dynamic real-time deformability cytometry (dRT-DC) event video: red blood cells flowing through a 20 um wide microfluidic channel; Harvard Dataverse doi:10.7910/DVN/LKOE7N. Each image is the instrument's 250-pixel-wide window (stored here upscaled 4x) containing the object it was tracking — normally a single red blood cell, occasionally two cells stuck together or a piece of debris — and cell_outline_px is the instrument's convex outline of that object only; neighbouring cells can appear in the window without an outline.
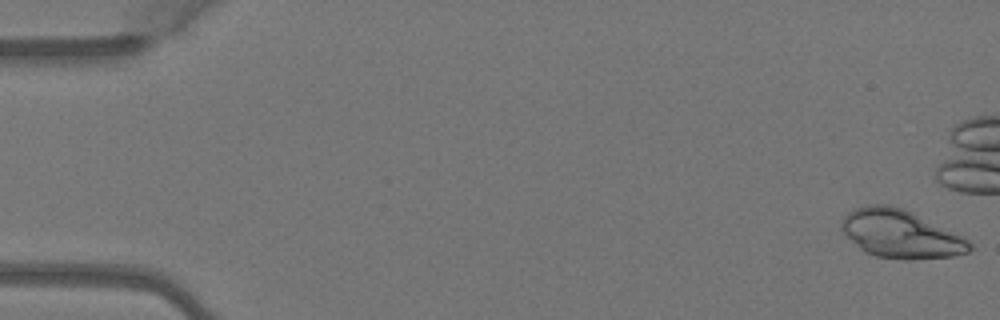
{"species": "Egyptian fruit bat (a non-hibernating species)", "species_latin": "Rousettus aegyptiacus", "temperature_condition": "warm", "stored_images_in_passage": 8, "camera_frame_rate_fps": 3000, "um_per_image_px": 0.085, "animal": {"sex": "female"}, "frame": {"image": 1, "passage_image": 1, "time_ms": 0.0, "image_size_px": [1000, 320], "cell_outline_px": [[972, 248], [968, 252], [952, 256], [904, 260], [876, 256], [864, 252], [840, 228], [840, 224], [844, 216], [848, 212], [856, 208], [868, 204], [888, 204], [912, 212], [968, 240], [972, 244]], "centroid_in_image_um": [76.52, 19.89], "position_along_channel_um": 8.5, "area_um2": 35.37}}